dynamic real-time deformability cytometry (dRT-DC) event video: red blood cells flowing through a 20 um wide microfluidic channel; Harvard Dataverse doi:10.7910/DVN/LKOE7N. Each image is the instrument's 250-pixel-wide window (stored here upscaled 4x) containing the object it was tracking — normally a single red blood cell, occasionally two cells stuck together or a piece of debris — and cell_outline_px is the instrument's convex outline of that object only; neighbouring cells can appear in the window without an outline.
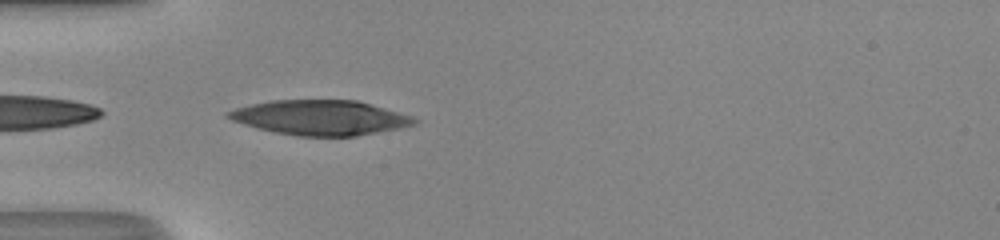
{"species": "human", "species_latin": "Homo sapiens", "temperature_condition": "room temperature", "stored_images_in_passage": 33, "camera_frame_rate_fps": 3000, "um_per_image_px": 0.085, "donor": {"sex": "male"}, "frame": {"image": 1, "passage_image": 1, "time_ms": 0.0, "image_size_px": [1000, 240], "cell_outline_px": [[420, 120], [416, 124], [400, 128], [356, 136], [296, 136], [256, 128], [232, 120], [224, 116], [224, 112], [236, 108], [252, 104], [272, 100], [356, 100], [412, 116]], "centroid_in_image_um": [27.21, 10.0], "position_along_channel_um": 57.8, "area_um2": 37.74}}
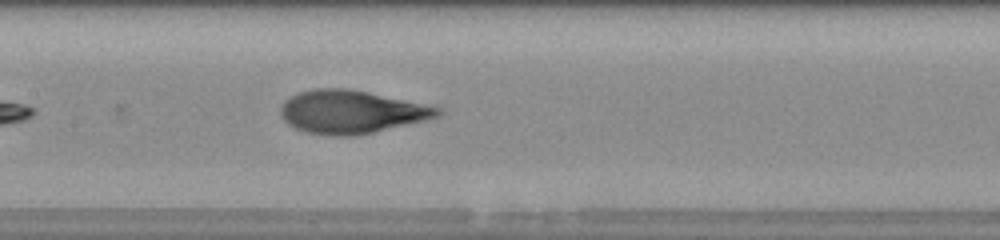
{"frame": {"image": 2, "passage_image": 10, "time_ms": 3.0, "image_size_px": [1000, 240], "cell_outline_px": [[444, 112], [440, 116], [428, 120], [372, 132], [352, 136], [336, 136], [308, 132], [296, 128], [288, 124], [280, 116], [280, 108], [284, 100], [300, 92], [316, 88], [348, 88], [440, 108]], "centroid_in_image_um": [29.84, 9.51], "position_along_channel_um": 177.6, "area_um2": 39.02}}
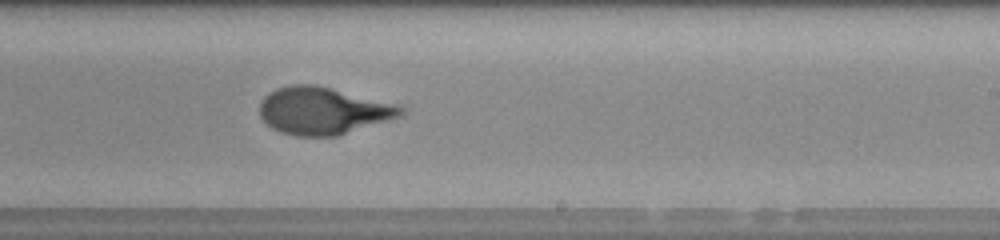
{"frame": {"image": 3, "passage_image": 16, "time_ms": 5.0, "image_size_px": [1000, 240], "cell_outline_px": [[404, 112], [400, 116], [336, 136], [296, 136], [280, 132], [272, 128], [260, 116], [260, 100], [268, 92], [276, 88], [292, 84], [316, 84], [404, 104]], "centroid_in_image_um": [27.49, 9.38], "position_along_channel_um": 261.5, "area_um2": 39.42}, "authors_computed_cell_mechanics": {"area_um2": 38.2058, "velocity_mm_per_s": 4.2224, "shape_relaxation_time_tau1_ms": 4.7774, "shape_relaxation_time_tau2_ms": 0.7518, "deformation_change_tau1": 0.264, "deformation_change_tau2": 0.0644}}